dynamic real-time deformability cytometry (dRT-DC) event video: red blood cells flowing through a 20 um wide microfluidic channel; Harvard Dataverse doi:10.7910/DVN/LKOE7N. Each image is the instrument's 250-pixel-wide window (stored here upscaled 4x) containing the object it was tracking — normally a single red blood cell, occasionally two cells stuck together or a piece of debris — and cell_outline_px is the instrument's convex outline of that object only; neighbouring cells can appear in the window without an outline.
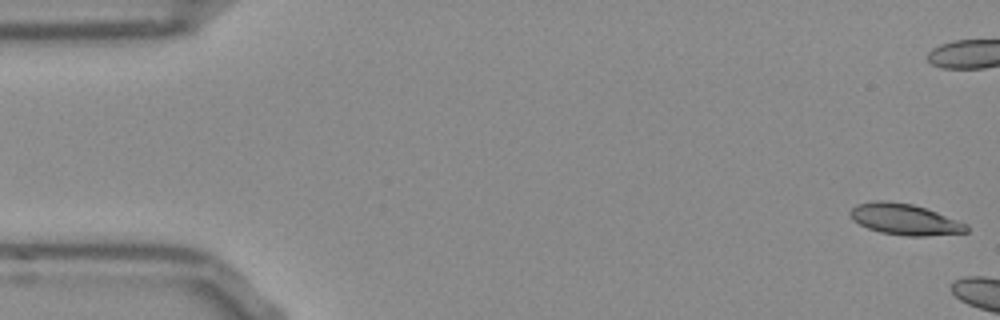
{"species": "Egyptian fruit bat (a non-hibernating species)", "species_latin": "Rousettus aegyptiacus", "temperature_condition": "room temperature", "stored_images_in_passage": 15, "camera_frame_rate_fps": 3000, "um_per_image_px": 0.085, "frame": {"image": 1, "passage_image": 1, "time_ms": 0.0, "image_size_px": [1000, 320], "cell_outline_px": [[968, 232], [924, 236], [908, 236], [880, 232], [868, 228], [852, 220], [848, 212], [856, 204], [872, 200], [884, 200], [912, 204], [936, 212], [968, 224]], "centroid_in_image_um": [76.86, 18.63], "position_along_channel_um": 8.1, "area_um2": 21.04}}